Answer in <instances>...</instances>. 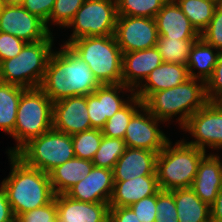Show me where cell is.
I'll use <instances>...</instances> for the list:
<instances>
[{
	"label": "cell",
	"mask_w": 222,
	"mask_h": 222,
	"mask_svg": "<svg viewBox=\"0 0 222 222\" xmlns=\"http://www.w3.org/2000/svg\"><path fill=\"white\" fill-rule=\"evenodd\" d=\"M61 48V49H60ZM51 53L40 89L52 102L72 96H87L102 84L90 67L68 45Z\"/></svg>",
	"instance_id": "obj_1"
},
{
	"label": "cell",
	"mask_w": 222,
	"mask_h": 222,
	"mask_svg": "<svg viewBox=\"0 0 222 222\" xmlns=\"http://www.w3.org/2000/svg\"><path fill=\"white\" fill-rule=\"evenodd\" d=\"M10 172L1 182L15 219L27 211L47 205L54 199L49 174L26 165L15 154L7 155Z\"/></svg>",
	"instance_id": "obj_2"
},
{
	"label": "cell",
	"mask_w": 222,
	"mask_h": 222,
	"mask_svg": "<svg viewBox=\"0 0 222 222\" xmlns=\"http://www.w3.org/2000/svg\"><path fill=\"white\" fill-rule=\"evenodd\" d=\"M208 101L205 82L189 78L178 86L152 93L143 102V106L156 119L164 123L170 124L171 119L178 115L175 122L181 129L187 120Z\"/></svg>",
	"instance_id": "obj_3"
},
{
	"label": "cell",
	"mask_w": 222,
	"mask_h": 222,
	"mask_svg": "<svg viewBox=\"0 0 222 222\" xmlns=\"http://www.w3.org/2000/svg\"><path fill=\"white\" fill-rule=\"evenodd\" d=\"M172 143L169 140L157 155L159 188L167 191L191 188L199 163L207 152L187 144L183 139Z\"/></svg>",
	"instance_id": "obj_4"
},
{
	"label": "cell",
	"mask_w": 222,
	"mask_h": 222,
	"mask_svg": "<svg viewBox=\"0 0 222 222\" xmlns=\"http://www.w3.org/2000/svg\"><path fill=\"white\" fill-rule=\"evenodd\" d=\"M53 33L44 40L26 43L21 52L0 63V81L25 89L40 87L54 46Z\"/></svg>",
	"instance_id": "obj_5"
},
{
	"label": "cell",
	"mask_w": 222,
	"mask_h": 222,
	"mask_svg": "<svg viewBox=\"0 0 222 222\" xmlns=\"http://www.w3.org/2000/svg\"><path fill=\"white\" fill-rule=\"evenodd\" d=\"M68 46L90 67L102 84L122 83V56L114 35L81 37Z\"/></svg>",
	"instance_id": "obj_6"
},
{
	"label": "cell",
	"mask_w": 222,
	"mask_h": 222,
	"mask_svg": "<svg viewBox=\"0 0 222 222\" xmlns=\"http://www.w3.org/2000/svg\"><path fill=\"white\" fill-rule=\"evenodd\" d=\"M53 102L38 87L26 89L20 97L17 119L12 138L16 145L7 149L15 154L29 140L39 137L52 128Z\"/></svg>",
	"instance_id": "obj_7"
},
{
	"label": "cell",
	"mask_w": 222,
	"mask_h": 222,
	"mask_svg": "<svg viewBox=\"0 0 222 222\" xmlns=\"http://www.w3.org/2000/svg\"><path fill=\"white\" fill-rule=\"evenodd\" d=\"M15 155L26 165L47 174L75 157L71 135L54 128L29 140Z\"/></svg>",
	"instance_id": "obj_8"
},
{
	"label": "cell",
	"mask_w": 222,
	"mask_h": 222,
	"mask_svg": "<svg viewBox=\"0 0 222 222\" xmlns=\"http://www.w3.org/2000/svg\"><path fill=\"white\" fill-rule=\"evenodd\" d=\"M117 18L116 0H85L68 24L73 32L63 44L81 37L114 35Z\"/></svg>",
	"instance_id": "obj_9"
},
{
	"label": "cell",
	"mask_w": 222,
	"mask_h": 222,
	"mask_svg": "<svg viewBox=\"0 0 222 222\" xmlns=\"http://www.w3.org/2000/svg\"><path fill=\"white\" fill-rule=\"evenodd\" d=\"M181 129L194 138L183 139L187 144L205 152L208 148L219 151L222 149V107L216 101H208Z\"/></svg>",
	"instance_id": "obj_10"
},
{
	"label": "cell",
	"mask_w": 222,
	"mask_h": 222,
	"mask_svg": "<svg viewBox=\"0 0 222 222\" xmlns=\"http://www.w3.org/2000/svg\"><path fill=\"white\" fill-rule=\"evenodd\" d=\"M114 37L122 53L156 46L158 30L154 18L118 15Z\"/></svg>",
	"instance_id": "obj_11"
},
{
	"label": "cell",
	"mask_w": 222,
	"mask_h": 222,
	"mask_svg": "<svg viewBox=\"0 0 222 222\" xmlns=\"http://www.w3.org/2000/svg\"><path fill=\"white\" fill-rule=\"evenodd\" d=\"M0 32L11 34L26 43L47 39L53 33L38 16L30 14L23 6L14 5H2Z\"/></svg>",
	"instance_id": "obj_12"
},
{
	"label": "cell",
	"mask_w": 222,
	"mask_h": 222,
	"mask_svg": "<svg viewBox=\"0 0 222 222\" xmlns=\"http://www.w3.org/2000/svg\"><path fill=\"white\" fill-rule=\"evenodd\" d=\"M164 122L156 119L142 106L130 119L124 136L127 147L142 148L159 153L170 140L159 129Z\"/></svg>",
	"instance_id": "obj_13"
},
{
	"label": "cell",
	"mask_w": 222,
	"mask_h": 222,
	"mask_svg": "<svg viewBox=\"0 0 222 222\" xmlns=\"http://www.w3.org/2000/svg\"><path fill=\"white\" fill-rule=\"evenodd\" d=\"M52 128L73 135L92 129L87 96H72L53 102Z\"/></svg>",
	"instance_id": "obj_14"
},
{
	"label": "cell",
	"mask_w": 222,
	"mask_h": 222,
	"mask_svg": "<svg viewBox=\"0 0 222 222\" xmlns=\"http://www.w3.org/2000/svg\"><path fill=\"white\" fill-rule=\"evenodd\" d=\"M113 188V170L93 166L90 173L65 194L82 202L109 203Z\"/></svg>",
	"instance_id": "obj_15"
},
{
	"label": "cell",
	"mask_w": 222,
	"mask_h": 222,
	"mask_svg": "<svg viewBox=\"0 0 222 222\" xmlns=\"http://www.w3.org/2000/svg\"><path fill=\"white\" fill-rule=\"evenodd\" d=\"M162 63L163 60L156 46L123 53L122 84L135 91L151 71Z\"/></svg>",
	"instance_id": "obj_16"
},
{
	"label": "cell",
	"mask_w": 222,
	"mask_h": 222,
	"mask_svg": "<svg viewBox=\"0 0 222 222\" xmlns=\"http://www.w3.org/2000/svg\"><path fill=\"white\" fill-rule=\"evenodd\" d=\"M58 222H108L109 203H89L70 198L66 194L54 196Z\"/></svg>",
	"instance_id": "obj_17"
},
{
	"label": "cell",
	"mask_w": 222,
	"mask_h": 222,
	"mask_svg": "<svg viewBox=\"0 0 222 222\" xmlns=\"http://www.w3.org/2000/svg\"><path fill=\"white\" fill-rule=\"evenodd\" d=\"M219 153H207L199 163L191 185L194 193L209 206L217 197L222 186V159Z\"/></svg>",
	"instance_id": "obj_18"
},
{
	"label": "cell",
	"mask_w": 222,
	"mask_h": 222,
	"mask_svg": "<svg viewBox=\"0 0 222 222\" xmlns=\"http://www.w3.org/2000/svg\"><path fill=\"white\" fill-rule=\"evenodd\" d=\"M154 19L159 36L174 39L200 38V33L174 0H168Z\"/></svg>",
	"instance_id": "obj_19"
},
{
	"label": "cell",
	"mask_w": 222,
	"mask_h": 222,
	"mask_svg": "<svg viewBox=\"0 0 222 222\" xmlns=\"http://www.w3.org/2000/svg\"><path fill=\"white\" fill-rule=\"evenodd\" d=\"M157 152L127 147L113 168L114 181H125L139 176L157 175Z\"/></svg>",
	"instance_id": "obj_20"
},
{
	"label": "cell",
	"mask_w": 222,
	"mask_h": 222,
	"mask_svg": "<svg viewBox=\"0 0 222 222\" xmlns=\"http://www.w3.org/2000/svg\"><path fill=\"white\" fill-rule=\"evenodd\" d=\"M189 78L186 65L163 62L151 71L144 82L135 90V96L144 102L152 93L178 86Z\"/></svg>",
	"instance_id": "obj_21"
},
{
	"label": "cell",
	"mask_w": 222,
	"mask_h": 222,
	"mask_svg": "<svg viewBox=\"0 0 222 222\" xmlns=\"http://www.w3.org/2000/svg\"><path fill=\"white\" fill-rule=\"evenodd\" d=\"M159 190L157 175H146L125 181H114L109 206L128 207L147 196L155 195Z\"/></svg>",
	"instance_id": "obj_22"
},
{
	"label": "cell",
	"mask_w": 222,
	"mask_h": 222,
	"mask_svg": "<svg viewBox=\"0 0 222 222\" xmlns=\"http://www.w3.org/2000/svg\"><path fill=\"white\" fill-rule=\"evenodd\" d=\"M93 166L92 161L74 157L54 168L49 173L54 194H65L76 183L83 180Z\"/></svg>",
	"instance_id": "obj_23"
},
{
	"label": "cell",
	"mask_w": 222,
	"mask_h": 222,
	"mask_svg": "<svg viewBox=\"0 0 222 222\" xmlns=\"http://www.w3.org/2000/svg\"><path fill=\"white\" fill-rule=\"evenodd\" d=\"M173 196L179 222H211L210 206L191 188L175 189Z\"/></svg>",
	"instance_id": "obj_24"
},
{
	"label": "cell",
	"mask_w": 222,
	"mask_h": 222,
	"mask_svg": "<svg viewBox=\"0 0 222 222\" xmlns=\"http://www.w3.org/2000/svg\"><path fill=\"white\" fill-rule=\"evenodd\" d=\"M220 51L209 45L201 37L190 51L187 68L190 78L206 81L212 76ZM197 71V72H195Z\"/></svg>",
	"instance_id": "obj_25"
},
{
	"label": "cell",
	"mask_w": 222,
	"mask_h": 222,
	"mask_svg": "<svg viewBox=\"0 0 222 222\" xmlns=\"http://www.w3.org/2000/svg\"><path fill=\"white\" fill-rule=\"evenodd\" d=\"M26 89L0 81V130L12 136L17 119V108L21 94Z\"/></svg>",
	"instance_id": "obj_26"
},
{
	"label": "cell",
	"mask_w": 222,
	"mask_h": 222,
	"mask_svg": "<svg viewBox=\"0 0 222 222\" xmlns=\"http://www.w3.org/2000/svg\"><path fill=\"white\" fill-rule=\"evenodd\" d=\"M102 100L103 117L106 121L122 109L135 96V91L124 84H104L93 92ZM121 93H129L127 98ZM123 98V99H122Z\"/></svg>",
	"instance_id": "obj_27"
},
{
	"label": "cell",
	"mask_w": 222,
	"mask_h": 222,
	"mask_svg": "<svg viewBox=\"0 0 222 222\" xmlns=\"http://www.w3.org/2000/svg\"><path fill=\"white\" fill-rule=\"evenodd\" d=\"M188 17L194 28L201 33L213 17L219 0H174Z\"/></svg>",
	"instance_id": "obj_28"
},
{
	"label": "cell",
	"mask_w": 222,
	"mask_h": 222,
	"mask_svg": "<svg viewBox=\"0 0 222 222\" xmlns=\"http://www.w3.org/2000/svg\"><path fill=\"white\" fill-rule=\"evenodd\" d=\"M142 106L143 102L137 96H133L122 109L105 122L101 129L103 136L124 139L130 119Z\"/></svg>",
	"instance_id": "obj_29"
},
{
	"label": "cell",
	"mask_w": 222,
	"mask_h": 222,
	"mask_svg": "<svg viewBox=\"0 0 222 222\" xmlns=\"http://www.w3.org/2000/svg\"><path fill=\"white\" fill-rule=\"evenodd\" d=\"M197 39H174L158 37L156 48L163 62L187 65L191 48Z\"/></svg>",
	"instance_id": "obj_30"
},
{
	"label": "cell",
	"mask_w": 222,
	"mask_h": 222,
	"mask_svg": "<svg viewBox=\"0 0 222 222\" xmlns=\"http://www.w3.org/2000/svg\"><path fill=\"white\" fill-rule=\"evenodd\" d=\"M126 148L127 146L124 139L103 136L99 149L92 159L93 165L95 167L113 170L116 162L125 152Z\"/></svg>",
	"instance_id": "obj_31"
},
{
	"label": "cell",
	"mask_w": 222,
	"mask_h": 222,
	"mask_svg": "<svg viewBox=\"0 0 222 222\" xmlns=\"http://www.w3.org/2000/svg\"><path fill=\"white\" fill-rule=\"evenodd\" d=\"M168 0H116L118 15L154 18Z\"/></svg>",
	"instance_id": "obj_32"
},
{
	"label": "cell",
	"mask_w": 222,
	"mask_h": 222,
	"mask_svg": "<svg viewBox=\"0 0 222 222\" xmlns=\"http://www.w3.org/2000/svg\"><path fill=\"white\" fill-rule=\"evenodd\" d=\"M75 157L92 161L103 137L100 129H90L71 135Z\"/></svg>",
	"instance_id": "obj_33"
},
{
	"label": "cell",
	"mask_w": 222,
	"mask_h": 222,
	"mask_svg": "<svg viewBox=\"0 0 222 222\" xmlns=\"http://www.w3.org/2000/svg\"><path fill=\"white\" fill-rule=\"evenodd\" d=\"M85 0H55L51 15L45 23L51 32V25L65 29L72 21Z\"/></svg>",
	"instance_id": "obj_34"
},
{
	"label": "cell",
	"mask_w": 222,
	"mask_h": 222,
	"mask_svg": "<svg viewBox=\"0 0 222 222\" xmlns=\"http://www.w3.org/2000/svg\"><path fill=\"white\" fill-rule=\"evenodd\" d=\"M156 210L155 222H179L173 190H159L156 193Z\"/></svg>",
	"instance_id": "obj_35"
},
{
	"label": "cell",
	"mask_w": 222,
	"mask_h": 222,
	"mask_svg": "<svg viewBox=\"0 0 222 222\" xmlns=\"http://www.w3.org/2000/svg\"><path fill=\"white\" fill-rule=\"evenodd\" d=\"M200 37L215 49L222 51V0L217 3L213 17L200 33Z\"/></svg>",
	"instance_id": "obj_36"
},
{
	"label": "cell",
	"mask_w": 222,
	"mask_h": 222,
	"mask_svg": "<svg viewBox=\"0 0 222 222\" xmlns=\"http://www.w3.org/2000/svg\"><path fill=\"white\" fill-rule=\"evenodd\" d=\"M15 222H58L55 199L47 205L20 214Z\"/></svg>",
	"instance_id": "obj_37"
},
{
	"label": "cell",
	"mask_w": 222,
	"mask_h": 222,
	"mask_svg": "<svg viewBox=\"0 0 222 222\" xmlns=\"http://www.w3.org/2000/svg\"><path fill=\"white\" fill-rule=\"evenodd\" d=\"M140 222H155L156 220V194L147 196L129 206Z\"/></svg>",
	"instance_id": "obj_38"
},
{
	"label": "cell",
	"mask_w": 222,
	"mask_h": 222,
	"mask_svg": "<svg viewBox=\"0 0 222 222\" xmlns=\"http://www.w3.org/2000/svg\"><path fill=\"white\" fill-rule=\"evenodd\" d=\"M206 96L209 101L222 97V51H220L212 76L206 81Z\"/></svg>",
	"instance_id": "obj_39"
},
{
	"label": "cell",
	"mask_w": 222,
	"mask_h": 222,
	"mask_svg": "<svg viewBox=\"0 0 222 222\" xmlns=\"http://www.w3.org/2000/svg\"><path fill=\"white\" fill-rule=\"evenodd\" d=\"M25 44V41L11 34L0 32V63L17 56Z\"/></svg>",
	"instance_id": "obj_40"
},
{
	"label": "cell",
	"mask_w": 222,
	"mask_h": 222,
	"mask_svg": "<svg viewBox=\"0 0 222 222\" xmlns=\"http://www.w3.org/2000/svg\"><path fill=\"white\" fill-rule=\"evenodd\" d=\"M87 109L91 128L101 130L106 122V117H103L102 100H99L94 93L88 94Z\"/></svg>",
	"instance_id": "obj_41"
},
{
	"label": "cell",
	"mask_w": 222,
	"mask_h": 222,
	"mask_svg": "<svg viewBox=\"0 0 222 222\" xmlns=\"http://www.w3.org/2000/svg\"><path fill=\"white\" fill-rule=\"evenodd\" d=\"M55 0H24L22 6L33 15L38 16L45 23L48 21Z\"/></svg>",
	"instance_id": "obj_42"
},
{
	"label": "cell",
	"mask_w": 222,
	"mask_h": 222,
	"mask_svg": "<svg viewBox=\"0 0 222 222\" xmlns=\"http://www.w3.org/2000/svg\"><path fill=\"white\" fill-rule=\"evenodd\" d=\"M108 222H140L135 212L128 207H110Z\"/></svg>",
	"instance_id": "obj_43"
},
{
	"label": "cell",
	"mask_w": 222,
	"mask_h": 222,
	"mask_svg": "<svg viewBox=\"0 0 222 222\" xmlns=\"http://www.w3.org/2000/svg\"><path fill=\"white\" fill-rule=\"evenodd\" d=\"M0 222H15L6 191L0 184Z\"/></svg>",
	"instance_id": "obj_44"
},
{
	"label": "cell",
	"mask_w": 222,
	"mask_h": 222,
	"mask_svg": "<svg viewBox=\"0 0 222 222\" xmlns=\"http://www.w3.org/2000/svg\"><path fill=\"white\" fill-rule=\"evenodd\" d=\"M211 222H222V186L220 187L217 197L210 205Z\"/></svg>",
	"instance_id": "obj_45"
},
{
	"label": "cell",
	"mask_w": 222,
	"mask_h": 222,
	"mask_svg": "<svg viewBox=\"0 0 222 222\" xmlns=\"http://www.w3.org/2000/svg\"><path fill=\"white\" fill-rule=\"evenodd\" d=\"M2 5L22 6L24 0H1Z\"/></svg>",
	"instance_id": "obj_46"
},
{
	"label": "cell",
	"mask_w": 222,
	"mask_h": 222,
	"mask_svg": "<svg viewBox=\"0 0 222 222\" xmlns=\"http://www.w3.org/2000/svg\"><path fill=\"white\" fill-rule=\"evenodd\" d=\"M216 102L222 107V97H220Z\"/></svg>",
	"instance_id": "obj_47"
}]
</instances>
